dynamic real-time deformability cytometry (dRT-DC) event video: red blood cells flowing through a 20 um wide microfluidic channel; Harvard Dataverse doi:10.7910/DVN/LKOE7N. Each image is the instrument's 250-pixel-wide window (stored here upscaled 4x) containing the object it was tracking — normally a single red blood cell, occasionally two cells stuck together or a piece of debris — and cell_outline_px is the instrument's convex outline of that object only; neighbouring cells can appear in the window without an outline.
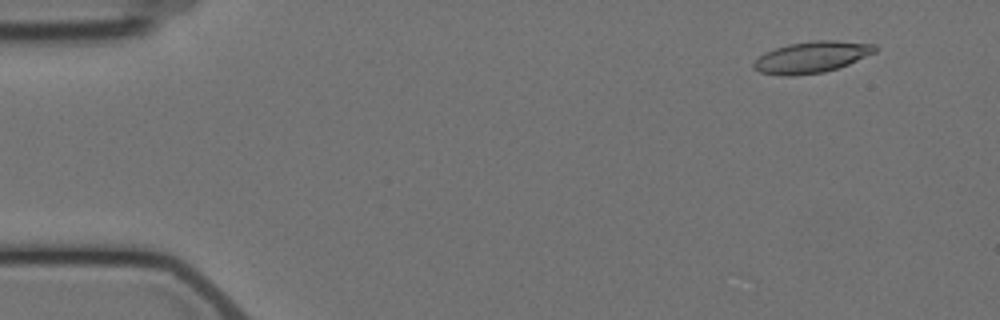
{"species": "Egyptian fruit bat (a non-hibernating species)", "species_latin": "Rousettus aegyptiacus", "temperature_condition": "cold", "stored_images_in_passage": 14, "camera_frame_rate_fps": 3000, "um_per_image_px": 0.085, "animal": {"sex": "female"}, "frame": {"image": 1, "passage_image": 1, "time_ms": 0.0, "image_size_px": [1000, 320], "cell_outline_px": [[876, 52], [848, 64], [824, 72], [792, 76], [780, 76], [760, 72], [752, 68], [752, 64], [764, 52], [788, 44], [816, 40], [836, 40], [876, 44]], "centroid_in_image_um": [68.97, 4.86], "position_along_channel_um": 16.0, "area_um2": 22.2}}
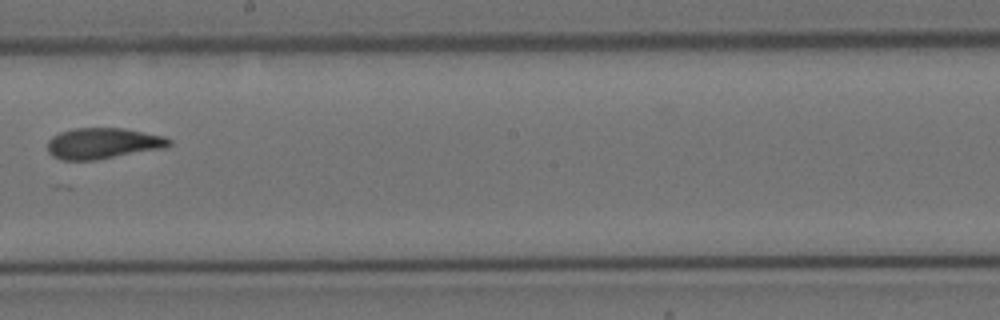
{"frame": {"image": 2, "passage_image": 8, "time_ms": 9.333, "image_size_px": [1000, 320], "cell_outline_px": [[172, 144], [164, 148], [96, 160], [60, 160], [52, 156], [48, 152], [48, 140], [52, 136], [60, 132], [72, 128], [124, 128], [164, 136], [172, 140]], "centroid_in_image_um": [8.74, 12.18], "position_along_channel_um": 239.5, "area_um2": 22.08}}
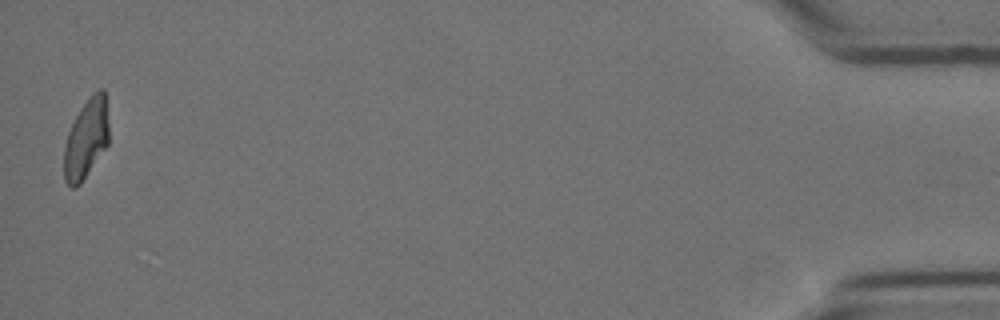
{"frame": {"image": 3, "passage_image": 14, "time_ms": 17.333, "image_size_px": [1000, 320], "cell_outline_px": [[108, 144], [80, 184], [76, 188], [72, 188], [64, 180], [64, 144], [68, 132], [80, 108], [92, 92], [100, 88], [104, 88], [108, 124]], "centroid_in_image_um": [7.31, 11.79], "position_along_channel_um": 427.9, "area_um2": 20.75}, "authors_computed_cell_mechanics": {"area_um2": 22.1085, "velocity_mm_per_s": 3.5139, "shape_relaxation_time_tau1_ms": 4.0395, "shape_relaxation_time_tau2_ms": 2.7533, "deformation_change_tau1": 0.1681, "deformation_change_tau2": 0.1106}}